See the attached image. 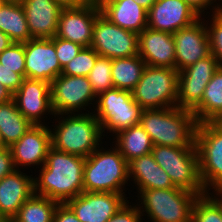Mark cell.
Listing matches in <instances>:
<instances>
[{
  "mask_svg": "<svg viewBox=\"0 0 222 222\" xmlns=\"http://www.w3.org/2000/svg\"><path fill=\"white\" fill-rule=\"evenodd\" d=\"M86 158L60 152L51 147L45 164L34 176V194L59 203L78 196L84 191L83 168Z\"/></svg>",
  "mask_w": 222,
  "mask_h": 222,
  "instance_id": "1",
  "label": "cell"
},
{
  "mask_svg": "<svg viewBox=\"0 0 222 222\" xmlns=\"http://www.w3.org/2000/svg\"><path fill=\"white\" fill-rule=\"evenodd\" d=\"M197 121L190 110L179 108L143 109L140 125L154 145L196 148Z\"/></svg>",
  "mask_w": 222,
  "mask_h": 222,
  "instance_id": "2",
  "label": "cell"
},
{
  "mask_svg": "<svg viewBox=\"0 0 222 222\" xmlns=\"http://www.w3.org/2000/svg\"><path fill=\"white\" fill-rule=\"evenodd\" d=\"M54 119L57 124L50 129L55 150L86 158L104 144L100 123L93 112L56 114Z\"/></svg>",
  "mask_w": 222,
  "mask_h": 222,
  "instance_id": "3",
  "label": "cell"
},
{
  "mask_svg": "<svg viewBox=\"0 0 222 222\" xmlns=\"http://www.w3.org/2000/svg\"><path fill=\"white\" fill-rule=\"evenodd\" d=\"M100 145L88 157L83 168V187L86 192H113L125 194L129 183L128 162L113 145ZM125 187V188H124ZM125 190V192H123Z\"/></svg>",
  "mask_w": 222,
  "mask_h": 222,
  "instance_id": "4",
  "label": "cell"
},
{
  "mask_svg": "<svg viewBox=\"0 0 222 222\" xmlns=\"http://www.w3.org/2000/svg\"><path fill=\"white\" fill-rule=\"evenodd\" d=\"M136 197L139 210L142 216L148 217V221L191 222L192 207L198 195L174 187L140 190Z\"/></svg>",
  "mask_w": 222,
  "mask_h": 222,
  "instance_id": "5",
  "label": "cell"
},
{
  "mask_svg": "<svg viewBox=\"0 0 222 222\" xmlns=\"http://www.w3.org/2000/svg\"><path fill=\"white\" fill-rule=\"evenodd\" d=\"M143 109L134 101L132 92L111 88L99 94L93 114L100 123L103 136L140 124ZM107 131V132H106Z\"/></svg>",
  "mask_w": 222,
  "mask_h": 222,
  "instance_id": "6",
  "label": "cell"
},
{
  "mask_svg": "<svg viewBox=\"0 0 222 222\" xmlns=\"http://www.w3.org/2000/svg\"><path fill=\"white\" fill-rule=\"evenodd\" d=\"M177 69L146 65L141 79L131 91L142 109L173 108L178 97Z\"/></svg>",
  "mask_w": 222,
  "mask_h": 222,
  "instance_id": "7",
  "label": "cell"
},
{
  "mask_svg": "<svg viewBox=\"0 0 222 222\" xmlns=\"http://www.w3.org/2000/svg\"><path fill=\"white\" fill-rule=\"evenodd\" d=\"M151 153L176 187L191 191L198 196L207 193L199 174L197 148L154 145Z\"/></svg>",
  "mask_w": 222,
  "mask_h": 222,
  "instance_id": "8",
  "label": "cell"
},
{
  "mask_svg": "<svg viewBox=\"0 0 222 222\" xmlns=\"http://www.w3.org/2000/svg\"><path fill=\"white\" fill-rule=\"evenodd\" d=\"M195 144L199 174L206 192L222 186V121L197 124Z\"/></svg>",
  "mask_w": 222,
  "mask_h": 222,
  "instance_id": "9",
  "label": "cell"
},
{
  "mask_svg": "<svg viewBox=\"0 0 222 222\" xmlns=\"http://www.w3.org/2000/svg\"><path fill=\"white\" fill-rule=\"evenodd\" d=\"M50 92L55 115L87 113V111L90 113V110L86 109L92 107L94 109L96 104L97 96L88 77L85 76L60 74L50 83Z\"/></svg>",
  "mask_w": 222,
  "mask_h": 222,
  "instance_id": "10",
  "label": "cell"
},
{
  "mask_svg": "<svg viewBox=\"0 0 222 222\" xmlns=\"http://www.w3.org/2000/svg\"><path fill=\"white\" fill-rule=\"evenodd\" d=\"M138 38L139 34L115 25L100 12L93 27L91 47L99 56L128 58L138 55Z\"/></svg>",
  "mask_w": 222,
  "mask_h": 222,
  "instance_id": "11",
  "label": "cell"
},
{
  "mask_svg": "<svg viewBox=\"0 0 222 222\" xmlns=\"http://www.w3.org/2000/svg\"><path fill=\"white\" fill-rule=\"evenodd\" d=\"M218 68L217 60L211 54L180 71L177 106L193 111L201 103L204 90Z\"/></svg>",
  "mask_w": 222,
  "mask_h": 222,
  "instance_id": "12",
  "label": "cell"
},
{
  "mask_svg": "<svg viewBox=\"0 0 222 222\" xmlns=\"http://www.w3.org/2000/svg\"><path fill=\"white\" fill-rule=\"evenodd\" d=\"M127 194L86 192L66 204L81 222H107L128 200Z\"/></svg>",
  "mask_w": 222,
  "mask_h": 222,
  "instance_id": "13",
  "label": "cell"
},
{
  "mask_svg": "<svg viewBox=\"0 0 222 222\" xmlns=\"http://www.w3.org/2000/svg\"><path fill=\"white\" fill-rule=\"evenodd\" d=\"M13 99L22 115L33 125H47V115L55 116L51 102L50 83L24 78ZM50 113V114H49Z\"/></svg>",
  "mask_w": 222,
  "mask_h": 222,
  "instance_id": "14",
  "label": "cell"
},
{
  "mask_svg": "<svg viewBox=\"0 0 222 222\" xmlns=\"http://www.w3.org/2000/svg\"><path fill=\"white\" fill-rule=\"evenodd\" d=\"M100 7L94 2L76 8H63L55 37L79 44L91 46L93 27Z\"/></svg>",
  "mask_w": 222,
  "mask_h": 222,
  "instance_id": "15",
  "label": "cell"
},
{
  "mask_svg": "<svg viewBox=\"0 0 222 222\" xmlns=\"http://www.w3.org/2000/svg\"><path fill=\"white\" fill-rule=\"evenodd\" d=\"M23 43L25 78L51 83L62 73L52 38H32Z\"/></svg>",
  "mask_w": 222,
  "mask_h": 222,
  "instance_id": "16",
  "label": "cell"
},
{
  "mask_svg": "<svg viewBox=\"0 0 222 222\" xmlns=\"http://www.w3.org/2000/svg\"><path fill=\"white\" fill-rule=\"evenodd\" d=\"M49 127L51 126L32 125L17 142L9 147L16 169L25 170L31 166L41 168L45 164L48 150L52 147Z\"/></svg>",
  "mask_w": 222,
  "mask_h": 222,
  "instance_id": "17",
  "label": "cell"
},
{
  "mask_svg": "<svg viewBox=\"0 0 222 222\" xmlns=\"http://www.w3.org/2000/svg\"><path fill=\"white\" fill-rule=\"evenodd\" d=\"M175 42L176 69L180 72L211 55L203 18L172 34Z\"/></svg>",
  "mask_w": 222,
  "mask_h": 222,
  "instance_id": "18",
  "label": "cell"
},
{
  "mask_svg": "<svg viewBox=\"0 0 222 222\" xmlns=\"http://www.w3.org/2000/svg\"><path fill=\"white\" fill-rule=\"evenodd\" d=\"M200 18L184 0H158L148 11L147 27L173 34L191 26Z\"/></svg>",
  "mask_w": 222,
  "mask_h": 222,
  "instance_id": "19",
  "label": "cell"
},
{
  "mask_svg": "<svg viewBox=\"0 0 222 222\" xmlns=\"http://www.w3.org/2000/svg\"><path fill=\"white\" fill-rule=\"evenodd\" d=\"M16 169L0 180V216L11 221L24 202L34 194V176Z\"/></svg>",
  "mask_w": 222,
  "mask_h": 222,
  "instance_id": "20",
  "label": "cell"
},
{
  "mask_svg": "<svg viewBox=\"0 0 222 222\" xmlns=\"http://www.w3.org/2000/svg\"><path fill=\"white\" fill-rule=\"evenodd\" d=\"M138 54L146 65L176 69L175 42L170 33L146 27L139 34Z\"/></svg>",
  "mask_w": 222,
  "mask_h": 222,
  "instance_id": "21",
  "label": "cell"
},
{
  "mask_svg": "<svg viewBox=\"0 0 222 222\" xmlns=\"http://www.w3.org/2000/svg\"><path fill=\"white\" fill-rule=\"evenodd\" d=\"M32 38H53L63 8L54 0H24L22 3Z\"/></svg>",
  "mask_w": 222,
  "mask_h": 222,
  "instance_id": "22",
  "label": "cell"
},
{
  "mask_svg": "<svg viewBox=\"0 0 222 222\" xmlns=\"http://www.w3.org/2000/svg\"><path fill=\"white\" fill-rule=\"evenodd\" d=\"M100 12L115 25L140 34L148 24V11L134 0H97Z\"/></svg>",
  "mask_w": 222,
  "mask_h": 222,
  "instance_id": "23",
  "label": "cell"
},
{
  "mask_svg": "<svg viewBox=\"0 0 222 222\" xmlns=\"http://www.w3.org/2000/svg\"><path fill=\"white\" fill-rule=\"evenodd\" d=\"M129 180L140 190L168 189L176 187L165 170L160 167L152 153L142 155L128 162Z\"/></svg>",
  "mask_w": 222,
  "mask_h": 222,
  "instance_id": "24",
  "label": "cell"
},
{
  "mask_svg": "<svg viewBox=\"0 0 222 222\" xmlns=\"http://www.w3.org/2000/svg\"><path fill=\"white\" fill-rule=\"evenodd\" d=\"M113 141V145L127 162L151 153L154 146L149 134L140 124L119 131L114 135Z\"/></svg>",
  "mask_w": 222,
  "mask_h": 222,
  "instance_id": "25",
  "label": "cell"
},
{
  "mask_svg": "<svg viewBox=\"0 0 222 222\" xmlns=\"http://www.w3.org/2000/svg\"><path fill=\"white\" fill-rule=\"evenodd\" d=\"M197 123L222 121V68L207 84L201 103L192 111Z\"/></svg>",
  "mask_w": 222,
  "mask_h": 222,
  "instance_id": "26",
  "label": "cell"
},
{
  "mask_svg": "<svg viewBox=\"0 0 222 222\" xmlns=\"http://www.w3.org/2000/svg\"><path fill=\"white\" fill-rule=\"evenodd\" d=\"M32 125L18 110L14 99L0 103V141L4 147L17 142Z\"/></svg>",
  "mask_w": 222,
  "mask_h": 222,
  "instance_id": "27",
  "label": "cell"
},
{
  "mask_svg": "<svg viewBox=\"0 0 222 222\" xmlns=\"http://www.w3.org/2000/svg\"><path fill=\"white\" fill-rule=\"evenodd\" d=\"M0 30L16 43L32 39L22 4L4 2L0 6Z\"/></svg>",
  "mask_w": 222,
  "mask_h": 222,
  "instance_id": "28",
  "label": "cell"
},
{
  "mask_svg": "<svg viewBox=\"0 0 222 222\" xmlns=\"http://www.w3.org/2000/svg\"><path fill=\"white\" fill-rule=\"evenodd\" d=\"M145 67L146 63L139 54L112 59L111 74L114 88L132 91L141 79Z\"/></svg>",
  "mask_w": 222,
  "mask_h": 222,
  "instance_id": "29",
  "label": "cell"
},
{
  "mask_svg": "<svg viewBox=\"0 0 222 222\" xmlns=\"http://www.w3.org/2000/svg\"><path fill=\"white\" fill-rule=\"evenodd\" d=\"M59 202L33 194L27 199L11 222H53Z\"/></svg>",
  "mask_w": 222,
  "mask_h": 222,
  "instance_id": "30",
  "label": "cell"
},
{
  "mask_svg": "<svg viewBox=\"0 0 222 222\" xmlns=\"http://www.w3.org/2000/svg\"><path fill=\"white\" fill-rule=\"evenodd\" d=\"M112 59L98 56L94 67L87 76L96 96L114 87L112 82Z\"/></svg>",
  "mask_w": 222,
  "mask_h": 222,
  "instance_id": "31",
  "label": "cell"
},
{
  "mask_svg": "<svg viewBox=\"0 0 222 222\" xmlns=\"http://www.w3.org/2000/svg\"><path fill=\"white\" fill-rule=\"evenodd\" d=\"M191 222H222V209L208 193L200 195L194 201Z\"/></svg>",
  "mask_w": 222,
  "mask_h": 222,
  "instance_id": "32",
  "label": "cell"
},
{
  "mask_svg": "<svg viewBox=\"0 0 222 222\" xmlns=\"http://www.w3.org/2000/svg\"><path fill=\"white\" fill-rule=\"evenodd\" d=\"M99 54L91 47H83L81 51L62 68V73L69 76L87 77L96 63Z\"/></svg>",
  "mask_w": 222,
  "mask_h": 222,
  "instance_id": "33",
  "label": "cell"
},
{
  "mask_svg": "<svg viewBox=\"0 0 222 222\" xmlns=\"http://www.w3.org/2000/svg\"><path fill=\"white\" fill-rule=\"evenodd\" d=\"M207 16L208 17H205L203 15L201 18L206 21L205 26L208 34L211 54L217 60L219 68H222V11H217L212 13V15ZM204 18H208V20Z\"/></svg>",
  "mask_w": 222,
  "mask_h": 222,
  "instance_id": "34",
  "label": "cell"
},
{
  "mask_svg": "<svg viewBox=\"0 0 222 222\" xmlns=\"http://www.w3.org/2000/svg\"><path fill=\"white\" fill-rule=\"evenodd\" d=\"M0 63L25 78V50L24 43L13 42L0 53Z\"/></svg>",
  "mask_w": 222,
  "mask_h": 222,
  "instance_id": "35",
  "label": "cell"
},
{
  "mask_svg": "<svg viewBox=\"0 0 222 222\" xmlns=\"http://www.w3.org/2000/svg\"><path fill=\"white\" fill-rule=\"evenodd\" d=\"M52 42L55 44L56 55L61 68L69 63L83 48L79 44L55 36L52 38Z\"/></svg>",
  "mask_w": 222,
  "mask_h": 222,
  "instance_id": "36",
  "label": "cell"
},
{
  "mask_svg": "<svg viewBox=\"0 0 222 222\" xmlns=\"http://www.w3.org/2000/svg\"><path fill=\"white\" fill-rule=\"evenodd\" d=\"M128 200L107 222H143L138 205ZM136 204V205H135Z\"/></svg>",
  "mask_w": 222,
  "mask_h": 222,
  "instance_id": "37",
  "label": "cell"
},
{
  "mask_svg": "<svg viewBox=\"0 0 222 222\" xmlns=\"http://www.w3.org/2000/svg\"><path fill=\"white\" fill-rule=\"evenodd\" d=\"M24 77L0 63V83L13 94L20 88Z\"/></svg>",
  "mask_w": 222,
  "mask_h": 222,
  "instance_id": "38",
  "label": "cell"
},
{
  "mask_svg": "<svg viewBox=\"0 0 222 222\" xmlns=\"http://www.w3.org/2000/svg\"><path fill=\"white\" fill-rule=\"evenodd\" d=\"M16 170L9 147L0 148V180Z\"/></svg>",
  "mask_w": 222,
  "mask_h": 222,
  "instance_id": "39",
  "label": "cell"
},
{
  "mask_svg": "<svg viewBox=\"0 0 222 222\" xmlns=\"http://www.w3.org/2000/svg\"><path fill=\"white\" fill-rule=\"evenodd\" d=\"M53 222H81L66 203H59L55 213Z\"/></svg>",
  "mask_w": 222,
  "mask_h": 222,
  "instance_id": "40",
  "label": "cell"
},
{
  "mask_svg": "<svg viewBox=\"0 0 222 222\" xmlns=\"http://www.w3.org/2000/svg\"><path fill=\"white\" fill-rule=\"evenodd\" d=\"M190 7H192L201 17L206 16L208 13L212 14L217 12L213 6H211L207 0H184ZM208 7V8H207ZM211 7V9H210ZM210 9V12H207V10ZM206 10V11H205ZM207 12V13H205ZM206 14V15H205Z\"/></svg>",
  "mask_w": 222,
  "mask_h": 222,
  "instance_id": "41",
  "label": "cell"
},
{
  "mask_svg": "<svg viewBox=\"0 0 222 222\" xmlns=\"http://www.w3.org/2000/svg\"><path fill=\"white\" fill-rule=\"evenodd\" d=\"M62 8H76L94 2L95 0H54Z\"/></svg>",
  "mask_w": 222,
  "mask_h": 222,
  "instance_id": "42",
  "label": "cell"
},
{
  "mask_svg": "<svg viewBox=\"0 0 222 222\" xmlns=\"http://www.w3.org/2000/svg\"><path fill=\"white\" fill-rule=\"evenodd\" d=\"M207 193L217 202V204L222 209V186L212 188L209 191H207Z\"/></svg>",
  "mask_w": 222,
  "mask_h": 222,
  "instance_id": "43",
  "label": "cell"
},
{
  "mask_svg": "<svg viewBox=\"0 0 222 222\" xmlns=\"http://www.w3.org/2000/svg\"><path fill=\"white\" fill-rule=\"evenodd\" d=\"M13 41L6 35L4 32L0 30V53L8 48Z\"/></svg>",
  "mask_w": 222,
  "mask_h": 222,
  "instance_id": "44",
  "label": "cell"
},
{
  "mask_svg": "<svg viewBox=\"0 0 222 222\" xmlns=\"http://www.w3.org/2000/svg\"><path fill=\"white\" fill-rule=\"evenodd\" d=\"M13 99V93L7 88L2 87L0 83V103H5Z\"/></svg>",
  "mask_w": 222,
  "mask_h": 222,
  "instance_id": "45",
  "label": "cell"
},
{
  "mask_svg": "<svg viewBox=\"0 0 222 222\" xmlns=\"http://www.w3.org/2000/svg\"><path fill=\"white\" fill-rule=\"evenodd\" d=\"M141 7L146 9L147 11L158 1V0H134Z\"/></svg>",
  "mask_w": 222,
  "mask_h": 222,
  "instance_id": "46",
  "label": "cell"
},
{
  "mask_svg": "<svg viewBox=\"0 0 222 222\" xmlns=\"http://www.w3.org/2000/svg\"><path fill=\"white\" fill-rule=\"evenodd\" d=\"M217 0H207V2L212 6L216 11H222V0H218L219 2H216ZM221 1V2H220ZM215 3V4H214ZM217 3V4H216Z\"/></svg>",
  "mask_w": 222,
  "mask_h": 222,
  "instance_id": "47",
  "label": "cell"
},
{
  "mask_svg": "<svg viewBox=\"0 0 222 222\" xmlns=\"http://www.w3.org/2000/svg\"><path fill=\"white\" fill-rule=\"evenodd\" d=\"M24 0H4V2H10V3H18L22 4Z\"/></svg>",
  "mask_w": 222,
  "mask_h": 222,
  "instance_id": "48",
  "label": "cell"
},
{
  "mask_svg": "<svg viewBox=\"0 0 222 222\" xmlns=\"http://www.w3.org/2000/svg\"><path fill=\"white\" fill-rule=\"evenodd\" d=\"M0 222H5L4 219L0 216Z\"/></svg>",
  "mask_w": 222,
  "mask_h": 222,
  "instance_id": "49",
  "label": "cell"
},
{
  "mask_svg": "<svg viewBox=\"0 0 222 222\" xmlns=\"http://www.w3.org/2000/svg\"><path fill=\"white\" fill-rule=\"evenodd\" d=\"M4 3V0H0V6Z\"/></svg>",
  "mask_w": 222,
  "mask_h": 222,
  "instance_id": "50",
  "label": "cell"
}]
</instances>
